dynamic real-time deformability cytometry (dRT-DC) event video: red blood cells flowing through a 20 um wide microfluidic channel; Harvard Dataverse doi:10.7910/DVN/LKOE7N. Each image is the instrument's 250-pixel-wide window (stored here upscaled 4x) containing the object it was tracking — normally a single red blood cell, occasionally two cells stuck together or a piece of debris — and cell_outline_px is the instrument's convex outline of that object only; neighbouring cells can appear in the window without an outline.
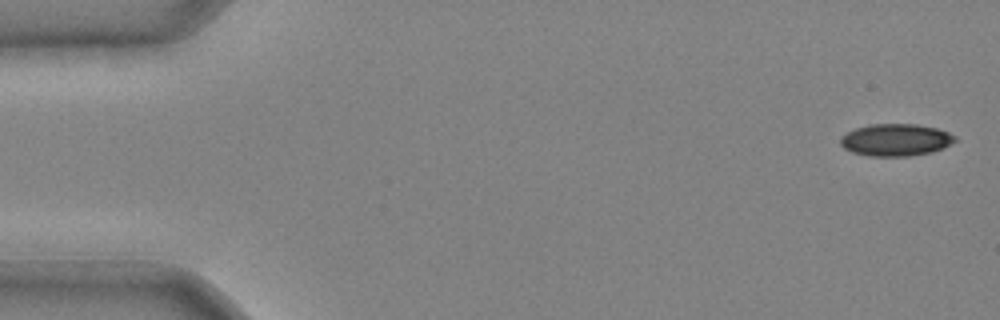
{"species": "common noctule bat (a hibernating species)", "species_latin": "Nyctalus noctula", "temperature_condition": "cold", "stored_images_in_passage": 40, "camera_frame_rate_fps": 3000, "um_per_image_px": 0.085, "animal": {"sex": "male", "body_mass_g": 20.4}, "frame": {"image": 1, "passage_image": 1, "time_ms": 0.0, "image_size_px": [1000, 320], "cell_outline_px": [[956, 140], [944, 148], [932, 152], [908, 156], [868, 156], [852, 152], [844, 148], [840, 144], [840, 136], [856, 128], [868, 124], [916, 124], [936, 128], [948, 132], [956, 136]], "centroid_in_image_um": [76.13, 11.89], "position_along_channel_um": 8.9, "area_um2": 21.56}}
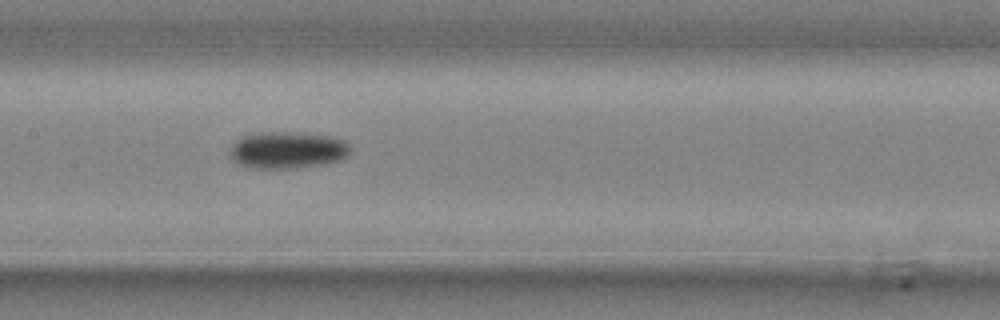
{"frame": {"image": 2, "passage_image": 21, "time_ms": 6.667, "image_size_px": [1000, 320], "cell_outline_px": [[352, 152], [348, 156], [340, 160], [324, 164], [292, 168], [248, 168], [240, 164], [228, 152], [232, 144], [236, 140], [244, 136], [260, 132], [296, 132], [332, 136], [348, 140], [352, 148]], "centroid_in_image_um": [24.51, 12.74], "position_along_channel_um": 182.9, "area_um2": 26.24}}
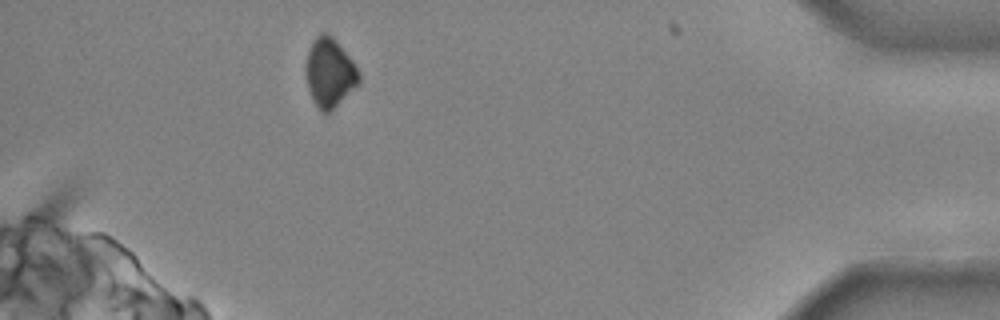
{"frame": {"image": 3, "passage_image": 39, "time_ms": 12.667, "image_size_px": [1000, 320], "cell_outline_px": [[360, 80], [324, 116], [320, 112], [312, 100], [308, 88], [304, 68], [304, 64], [312, 40], [320, 32], [328, 32], [336, 40], [352, 60], [360, 72]], "centroid_in_image_um": [27.96, 6.13], "position_along_channel_um": 407.2, "area_um2": 21.27}}